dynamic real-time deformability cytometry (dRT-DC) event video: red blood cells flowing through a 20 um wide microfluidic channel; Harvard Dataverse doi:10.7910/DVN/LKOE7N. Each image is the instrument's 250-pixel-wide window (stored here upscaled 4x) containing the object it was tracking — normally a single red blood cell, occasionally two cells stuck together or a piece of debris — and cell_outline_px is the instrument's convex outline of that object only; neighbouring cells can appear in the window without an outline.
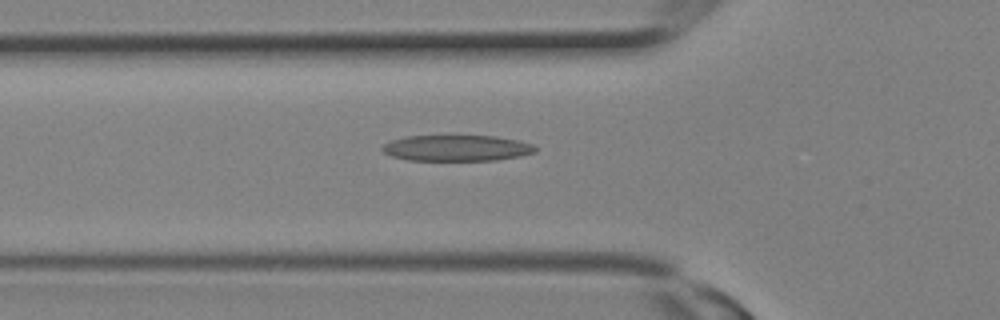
{"species": "Egyptian fruit bat (a non-hibernating species)", "species_latin": "Rousettus aegyptiacus", "temperature_condition": "room temperature", "stored_images_in_passage": 8, "camera_frame_rate_fps": 3000, "um_per_image_px": 0.085, "animal": {"sex": "female"}, "frame": {"image": 1, "passage_image": 6, "time_ms": 1.667, "image_size_px": [1000, 320], "cell_outline_px": [[536, 152], [520, 156], [496, 160], [408, 160], [392, 156], [384, 152], [380, 148], [384, 144], [392, 140], [404, 136], [496, 136], [520, 140], [532, 144], [536, 148]], "centroid_in_image_um": [38.83, 12.58], "position_along_channel_um": 87.0, "area_um2": 23.18}}
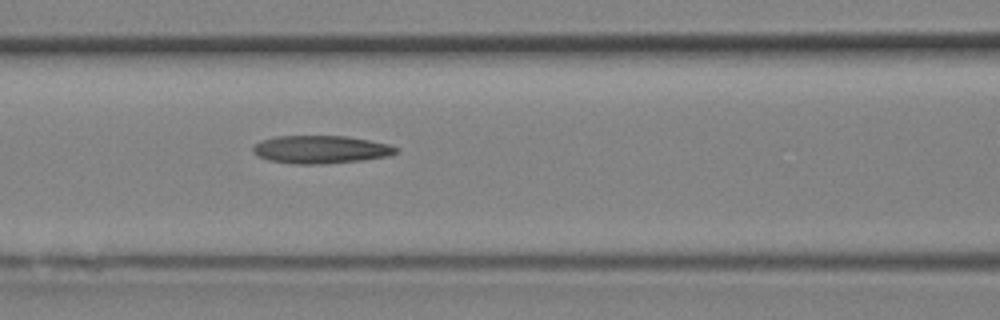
{"frame": {"image": 2, "passage_image": 8, "time_ms": 2.333, "image_size_px": [1000, 320], "cell_outline_px": [[400, 152], [388, 156], [360, 160], [320, 164], [292, 164], [268, 160], [256, 156], [252, 152], [252, 148], [260, 140], [276, 136], [348, 136], [388, 144], [400, 148]], "centroid_in_image_um": [27.24, 12.7], "position_along_channel_um": 139.4, "area_um2": 23.41}}